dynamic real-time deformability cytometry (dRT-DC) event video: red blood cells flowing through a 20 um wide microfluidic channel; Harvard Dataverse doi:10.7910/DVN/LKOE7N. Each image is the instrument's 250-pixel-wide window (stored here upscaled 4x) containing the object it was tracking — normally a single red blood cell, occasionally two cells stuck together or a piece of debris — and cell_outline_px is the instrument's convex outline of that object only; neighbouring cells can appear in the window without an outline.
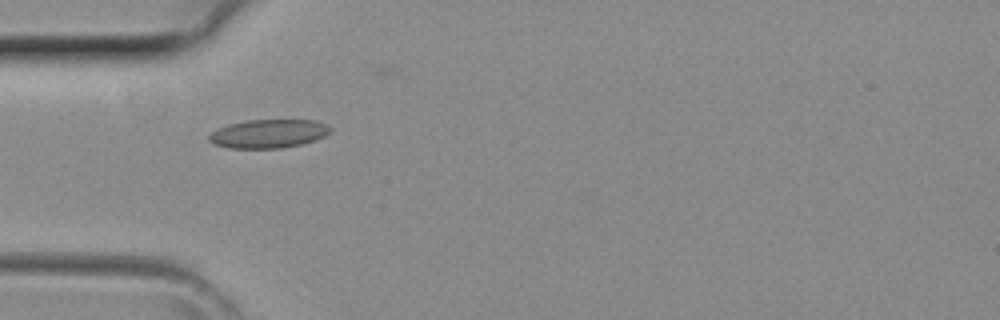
{"species": "common noctule bat (a hibernating species)", "species_latin": "Nyctalus noctula", "temperature_condition": "room temperature", "stored_images_in_passage": 42, "camera_frame_rate_fps": 3000, "um_per_image_px": 0.085, "animal": {"sex": "female", "body_mass_g": 29.2, "forearm_length_mm": 56.3}, "frame": {"image": 1, "passage_image": 13, "time_ms": 4.0, "image_size_px": [1000, 320], "cell_outline_px": [[332, 132], [316, 140], [300, 144], [280, 148], [228, 148], [216, 144], [208, 140], [208, 136], [216, 128], [228, 124], [248, 120], [316, 120], [328, 124], [332, 128]], "centroid_in_image_um": [22.85, 11.35], "position_along_channel_um": 62.2, "area_um2": 20.35}}
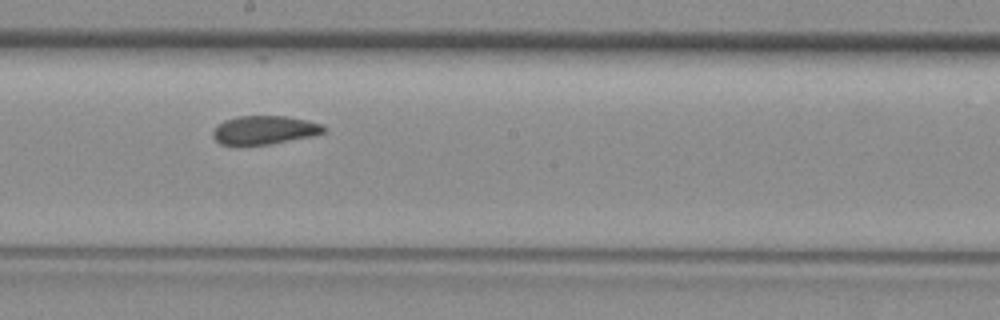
{"frame": {"image": 2, "passage_image": 23, "time_ms": 7.333, "image_size_px": [1000, 320], "cell_outline_px": [[328, 128], [324, 132], [312, 136], [268, 144], [220, 144], [212, 136], [212, 132], [216, 124], [224, 120], [236, 116], [288, 116], [308, 120], [324, 124]], "centroid_in_image_um": [22.49, 11.03], "position_along_channel_um": 225.7, "area_um2": 18.55}}
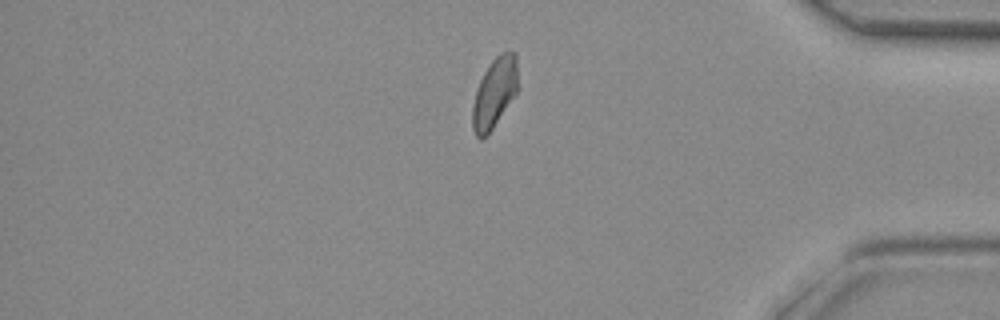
{"frame": {"image": 3, "passage_image": 35, "time_ms": 11.333, "image_size_px": [1000, 320], "cell_outline_px": [[516, 92], [492, 128], [480, 140], [476, 136], [472, 128], [472, 104], [480, 80], [484, 72], [492, 60], [500, 52], [516, 52]], "centroid_in_image_um": [41.99, 7.88], "position_along_channel_um": 393.2, "area_um2": 17.92}}